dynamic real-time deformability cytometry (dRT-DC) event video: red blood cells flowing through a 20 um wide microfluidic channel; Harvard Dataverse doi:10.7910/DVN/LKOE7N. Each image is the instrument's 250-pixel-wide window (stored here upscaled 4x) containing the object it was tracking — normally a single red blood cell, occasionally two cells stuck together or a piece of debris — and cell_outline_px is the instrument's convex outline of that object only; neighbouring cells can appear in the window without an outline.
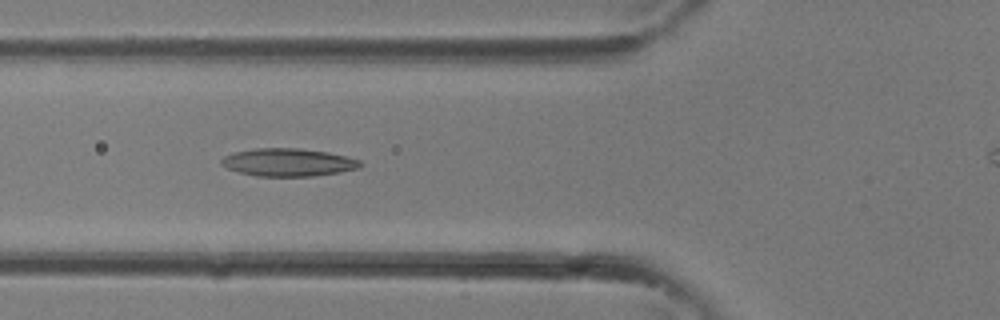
{"species": "common noctule bat (a hibernating species)", "species_latin": "Nyctalus noctula", "temperature_condition": "room temperature", "stored_images_in_passage": 31, "camera_frame_rate_fps": 3000, "um_per_image_px": 0.085, "animal": {"sex": "female"}, "frame": {"image": 1, "passage_image": 13, "time_ms": 4.0, "image_size_px": [1000, 320], "cell_outline_px": [[364, 164], [360, 168], [340, 172], [312, 176], [256, 176], [240, 172], [228, 168], [220, 164], [220, 160], [224, 156], [236, 152], [256, 148], [300, 148], [328, 152], [348, 156], [360, 160]], "centroid_in_image_um": [24.54, 13.79], "position_along_channel_um": 101.3, "area_um2": 22.6}}
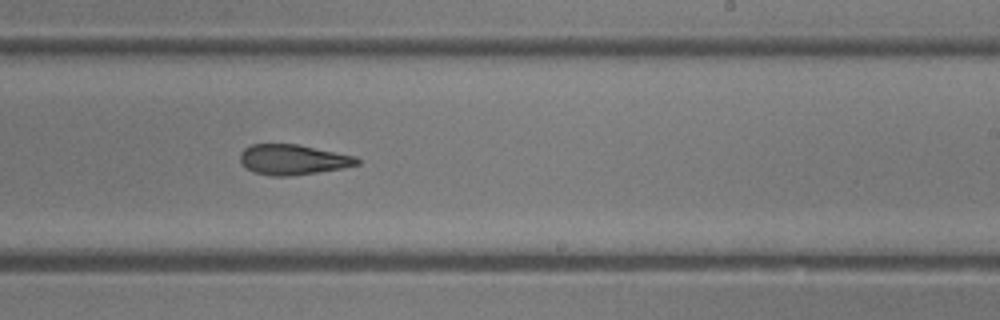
{"frame": {"image": 2, "passage_image": 21, "time_ms": 6.667, "image_size_px": [1000, 320], "cell_outline_px": [[360, 164], [344, 168], [292, 176], [272, 176], [256, 172], [248, 168], [240, 160], [240, 152], [244, 148], [252, 144], [296, 144], [356, 156], [360, 160]], "centroid_in_image_um": [24.93, 13.56], "position_along_channel_um": 264.1, "area_um2": 20.52}}
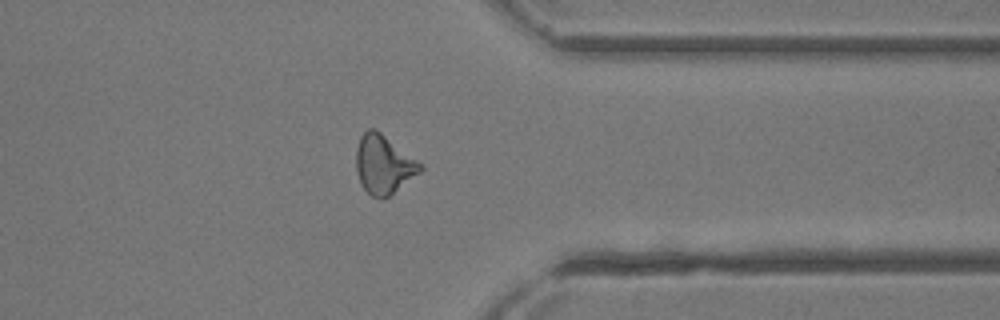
{"frame": {"image": 3, "passage_image": 27, "time_ms": 8.667, "image_size_px": [1000, 320], "cell_outline_px": [[424, 168], [420, 172], [388, 196], [380, 200], [372, 196], [364, 188], [356, 172], [356, 148], [360, 136], [368, 128], [376, 128], [416, 160]], "centroid_in_image_um": [32.57, 13.96], "position_along_channel_um": 378.8, "area_um2": 21.62}}